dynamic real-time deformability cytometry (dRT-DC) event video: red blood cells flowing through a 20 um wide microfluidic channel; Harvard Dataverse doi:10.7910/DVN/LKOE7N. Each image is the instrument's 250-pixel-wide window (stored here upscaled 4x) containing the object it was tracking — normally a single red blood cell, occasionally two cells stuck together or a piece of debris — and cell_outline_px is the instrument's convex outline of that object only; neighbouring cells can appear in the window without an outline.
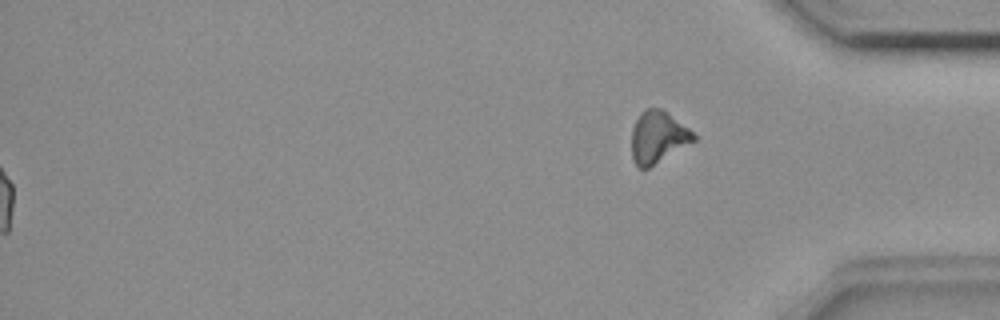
{"species": "common noctule bat (a hibernating species)", "species_latin": "Nyctalus noctula", "temperature_condition": "room temperature", "stored_images_in_passage": 56, "segment_of_instrument_passage": [2, 2], "camera_frame_rate_fps": 3000, "um_per_image_px": 0.085, "animal": {"sex": "female", "body_mass_g": 18.4}, "frame": {"image": 1, "passage_image": 56, "time_ms": 18.333, "image_size_px": [1000, 320], "cell_outline_px": [[696, 140], [648, 168], [640, 168], [636, 164], [632, 156], [632, 128], [640, 112], [644, 108], [664, 108], [688, 128], [696, 136]], "centroid_in_image_um": [55.92, 11.62], "position_along_channel_um": 379.3, "area_um2": 18.73}}